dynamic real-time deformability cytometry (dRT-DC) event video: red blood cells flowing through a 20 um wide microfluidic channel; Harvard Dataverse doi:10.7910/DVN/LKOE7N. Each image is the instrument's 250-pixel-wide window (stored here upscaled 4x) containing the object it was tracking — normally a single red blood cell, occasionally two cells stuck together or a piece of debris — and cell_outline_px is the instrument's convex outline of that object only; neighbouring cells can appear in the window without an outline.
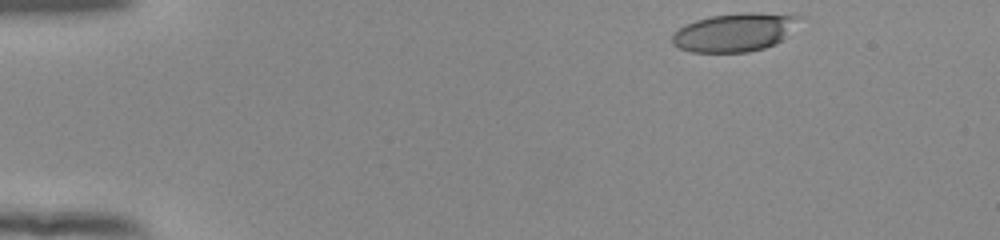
{"species": "human", "species_latin": "Homo sapiens", "temperature_condition": "room temperature", "stored_images_in_passage": 47, "camera_frame_rate_fps": 3000, "um_per_image_px": 0.085, "donor": {"sex": "female"}, "frame": {"image": 1, "passage_image": 1, "time_ms": 0.0, "image_size_px": [1000, 240], "cell_outline_px": [[800, 16], [784, 36], [780, 40], [764, 48], [748, 52], [692, 52], [680, 48], [672, 44], [672, 32], [684, 24], [696, 20], [712, 16], [740, 12], [756, 12]], "centroid_in_image_um": [62.31, 2.75], "position_along_channel_um": 22.7, "area_um2": 27.92}}
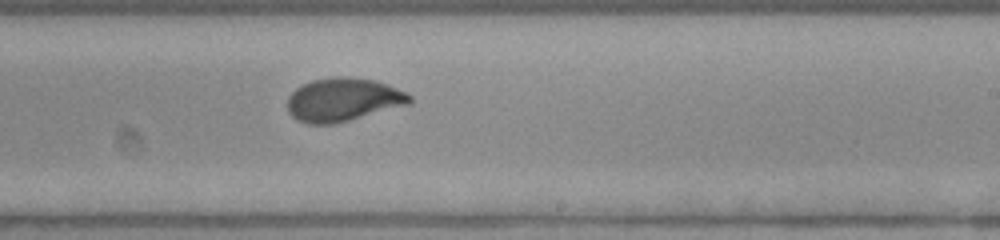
{"frame": {"image": 2, "passage_image": 27, "time_ms": 8.667, "image_size_px": [1000, 240], "cell_outline_px": [[412, 104], [332, 124], [308, 124], [296, 120], [288, 112], [288, 96], [296, 88], [312, 80], [336, 76], [344, 76], [376, 80], [388, 84], [408, 92], [412, 96]], "centroid_in_image_um": [29.2, 8.47], "position_along_channel_um": 259.8, "area_um2": 31.15}}
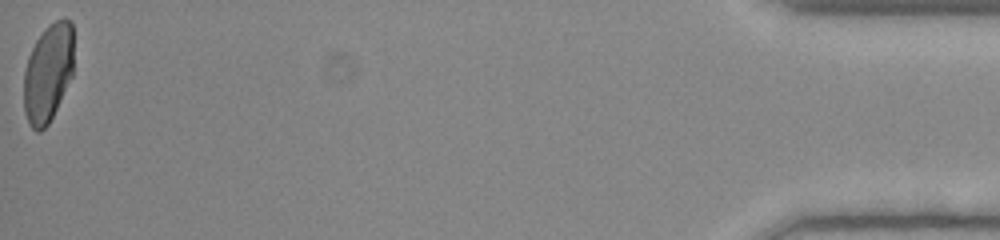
{"frame": {"image": 3, "passage_image": 47, "time_ms": 15.333, "image_size_px": [1000, 240], "cell_outline_px": [[72, 76], [48, 124], [40, 132], [36, 132], [28, 124], [24, 112], [24, 72], [28, 56], [36, 40], [56, 20], [72, 20]], "centroid_in_image_um": [4.06, 6.25], "position_along_channel_um": 431.1, "area_um2": 28.09}, "authors_computed_cell_mechanics": {"area_um2": 30.4028, "velocity_mm_per_s": 3.9035, "shape_relaxation_time_tau1_ms": 5.5686, "shape_relaxation_time_tau2_ms": null, "deformation_change_tau1": 0.2004, "deformation_change_tau2": null}}